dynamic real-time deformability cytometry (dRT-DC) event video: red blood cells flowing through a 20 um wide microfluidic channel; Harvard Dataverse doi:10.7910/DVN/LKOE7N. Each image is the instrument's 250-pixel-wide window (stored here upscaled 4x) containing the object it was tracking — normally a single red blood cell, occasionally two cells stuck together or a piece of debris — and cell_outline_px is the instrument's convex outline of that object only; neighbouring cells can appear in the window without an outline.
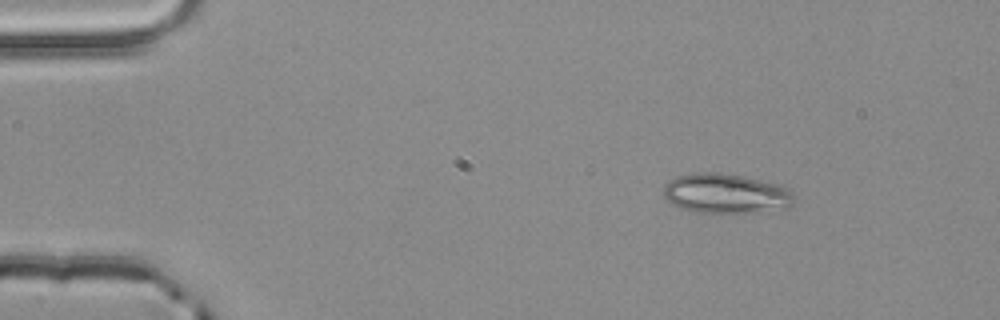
{"species": "common noctule bat (a hibernating species)", "species_latin": "Nyctalus noctula", "temperature_condition": "room temperature", "stored_images_in_passage": 54, "camera_frame_rate_fps": 3000, "um_per_image_px": 0.085, "animal": {"sex": "male", "body_mass_g": 20.4}, "frame": {"image": 1, "passage_image": 8, "time_ms": 2.333, "image_size_px": [1000, 320], "cell_outline_px": [[792, 208], [760, 212], [692, 212], [680, 208], [672, 204], [664, 196], [664, 184], [668, 180], [676, 176], [692, 172], [716, 172], [744, 176], [780, 184], [788, 188], [792, 192]], "centroid_in_image_um": [61.7, 16.44], "position_along_channel_um": 23.3, "area_um2": 30.63}}
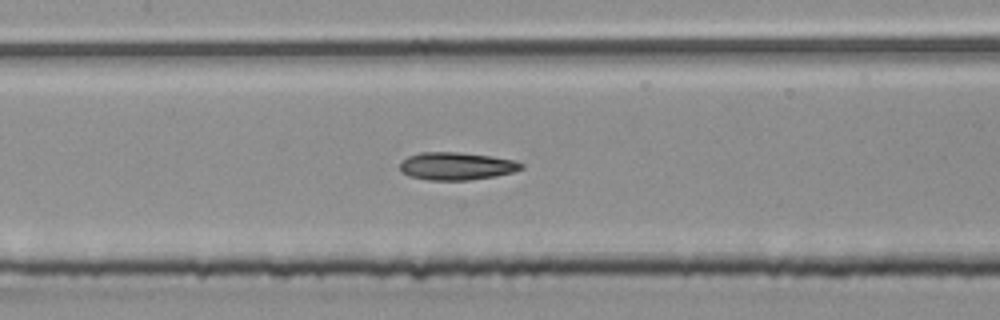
{"frame": {"image": 2, "passage_image": 26, "time_ms": 8.333, "image_size_px": [1000, 320], "cell_outline_px": [[524, 168], [512, 172], [492, 176], [468, 180], [428, 180], [408, 176], [400, 172], [400, 164], [408, 156], [420, 152], [460, 152], [492, 156], [516, 160], [524, 164]], "centroid_in_image_um": [38.79, 14.11], "position_along_channel_um": 168.6, "area_um2": 19.65}}
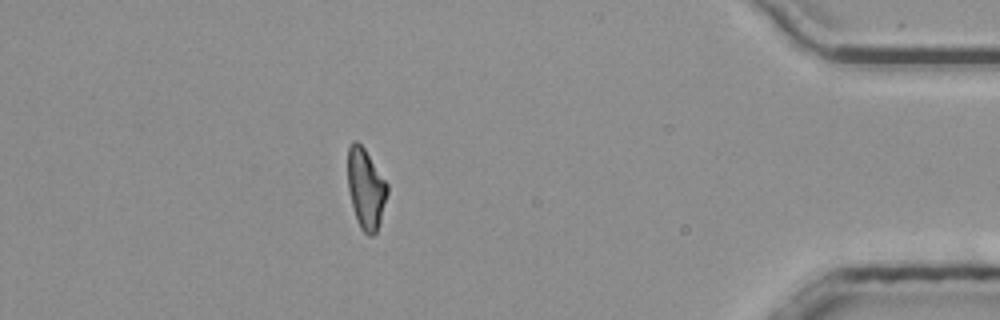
{"frame": {"image": 3, "passage_image": 48, "time_ms": 15.667, "image_size_px": [1000, 320], "cell_outline_px": [[388, 192], [380, 220], [376, 232], [372, 236], [368, 236], [360, 228], [356, 220], [348, 188], [348, 148], [352, 140], [356, 140], [364, 148], [388, 184]], "centroid_in_image_um": [31.09, 16.04], "position_along_channel_um": 404.1, "area_um2": 18.38}, "authors_computed_cell_mechanics": {"area_um2": 19.4208, "velocity_mm_per_s": 3.8696, "shape_relaxation_time_tau1_ms": 6.626, "shape_relaxation_time_tau2_ms": 3.1549, "deformation_change_tau1": 0.2, "deformation_change_tau2": 0.1112}}